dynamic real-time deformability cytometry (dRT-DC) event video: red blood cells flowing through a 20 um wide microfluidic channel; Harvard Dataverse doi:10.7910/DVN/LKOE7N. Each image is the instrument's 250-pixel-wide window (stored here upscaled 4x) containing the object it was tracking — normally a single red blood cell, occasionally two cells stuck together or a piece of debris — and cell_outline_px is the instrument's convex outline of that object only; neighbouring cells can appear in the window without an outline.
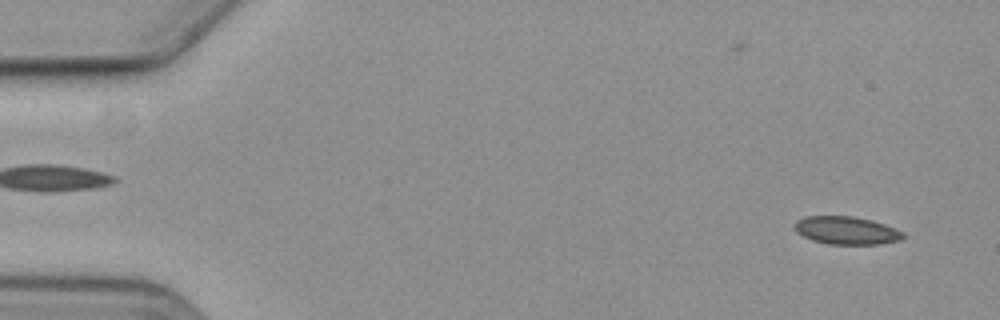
{"species": "common noctule bat (a hibernating species)", "species_latin": "Nyctalus noctula", "temperature_condition": "cold", "stored_images_in_passage": 5, "camera_frame_rate_fps": 3000, "um_per_image_px": 0.085, "animal": {"sex": "female", "body_mass_g": 19.3, "forearm_length_mm": 54.1}, "frame": {"image": 1, "passage_image": 1, "time_ms": 0.0, "image_size_px": [1000, 320], "cell_outline_px": [[904, 236], [900, 240], [880, 244], [828, 244], [812, 240], [796, 232], [796, 220], [804, 216], [852, 216], [872, 220], [896, 228], [904, 232]], "centroid_in_image_um": [71.96, 19.58], "position_along_channel_um": 13.0, "area_um2": 17.63}}
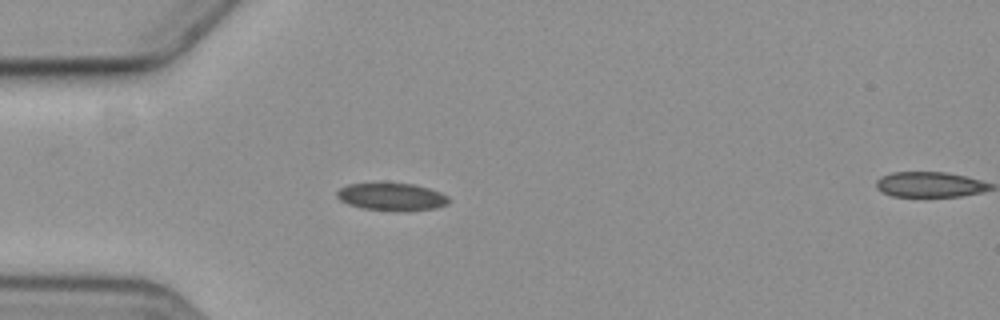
{"frame": {"image": 2, "passage_image": 4, "time_ms": 4.333, "image_size_px": [1000, 320], "cell_outline_px": [[452, 200], [448, 204], [436, 208], [408, 212], [396, 212], [360, 208], [348, 204], [340, 200], [336, 196], [336, 192], [340, 188], [348, 184], [412, 184], [428, 188], [440, 192], [448, 196]], "centroid_in_image_um": [33.33, 16.77], "position_along_channel_um": 51.7, "area_um2": 18.21}}